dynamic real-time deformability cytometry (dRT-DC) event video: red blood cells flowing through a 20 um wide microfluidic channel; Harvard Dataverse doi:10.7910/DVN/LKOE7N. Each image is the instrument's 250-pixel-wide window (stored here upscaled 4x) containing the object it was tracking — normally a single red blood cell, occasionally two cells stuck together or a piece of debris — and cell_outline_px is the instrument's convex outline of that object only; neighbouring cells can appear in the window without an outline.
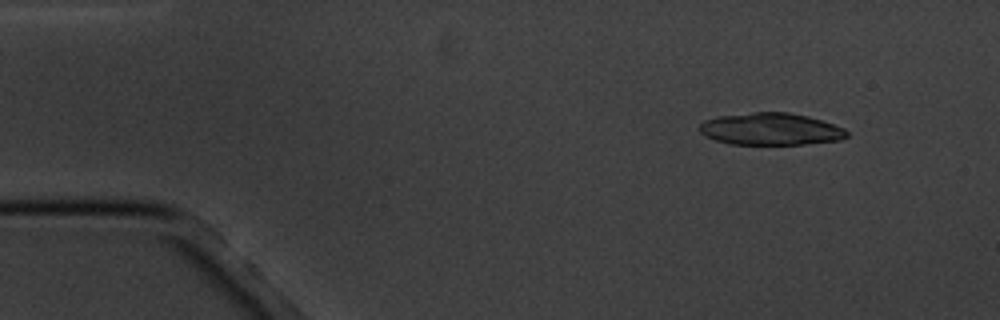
{"species": "common noctule bat (a hibernating species)", "species_latin": "Nyctalus noctula", "temperature_condition": "cold", "stored_images_in_passage": 4, "segment_of_instrument_passage": [1, 2], "camera_frame_rate_fps": 3000, "um_per_image_px": 0.085, "animal": {"sex": "male", "body_mass_g": 20.1, "forearm_length_mm": 53.5}, "frame": {"image": 1, "passage_image": 1, "time_ms": 0.0, "image_size_px": [1000, 320], "cell_outline_px": [[848, 136], [840, 140], [804, 144], [732, 144], [716, 140], [700, 132], [696, 128], [704, 120], [716, 116], [752, 112], [788, 112], [808, 116], [844, 128], [848, 132]], "centroid_in_image_um": [65.49, 10.96], "position_along_channel_um": 19.5, "area_um2": 27.57}}